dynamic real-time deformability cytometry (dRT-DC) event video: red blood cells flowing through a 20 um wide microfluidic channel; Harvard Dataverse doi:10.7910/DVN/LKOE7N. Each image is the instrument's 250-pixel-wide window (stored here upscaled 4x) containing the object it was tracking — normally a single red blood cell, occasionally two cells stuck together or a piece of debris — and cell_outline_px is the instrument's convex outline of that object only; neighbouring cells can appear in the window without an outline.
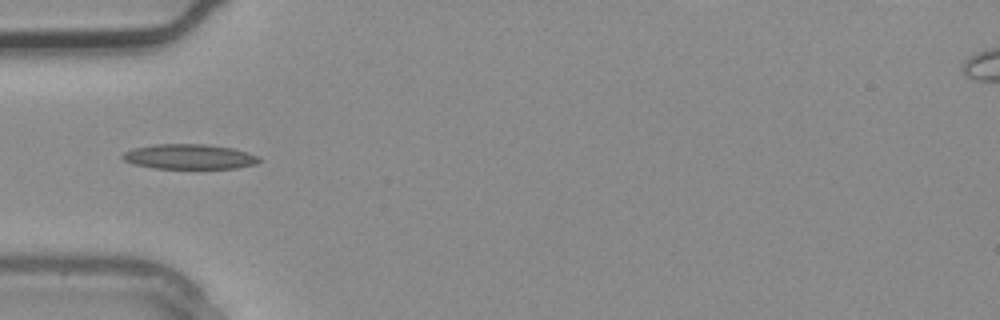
{"species": "common noctule bat (a hibernating species)", "species_latin": "Nyctalus noctula", "temperature_condition": "warm", "stored_images_in_passage": 2, "camera_frame_rate_fps": 3000, "um_per_image_px": 0.085, "animal": {"sex": "male", "body_mass_g": 20.4}, "frame": {"image": 1, "passage_image": 2, "time_ms": 0.333, "image_size_px": [1000, 320], "cell_outline_px": [[260, 160], [256, 164], [236, 168], [156, 168], [132, 164], [124, 160], [120, 156], [124, 152], [132, 148], [156, 144], [204, 144], [232, 148], [248, 152], [256, 156]], "centroid_in_image_um": [16.05, 13.31], "position_along_channel_um": 69.0, "area_um2": 19.77}}